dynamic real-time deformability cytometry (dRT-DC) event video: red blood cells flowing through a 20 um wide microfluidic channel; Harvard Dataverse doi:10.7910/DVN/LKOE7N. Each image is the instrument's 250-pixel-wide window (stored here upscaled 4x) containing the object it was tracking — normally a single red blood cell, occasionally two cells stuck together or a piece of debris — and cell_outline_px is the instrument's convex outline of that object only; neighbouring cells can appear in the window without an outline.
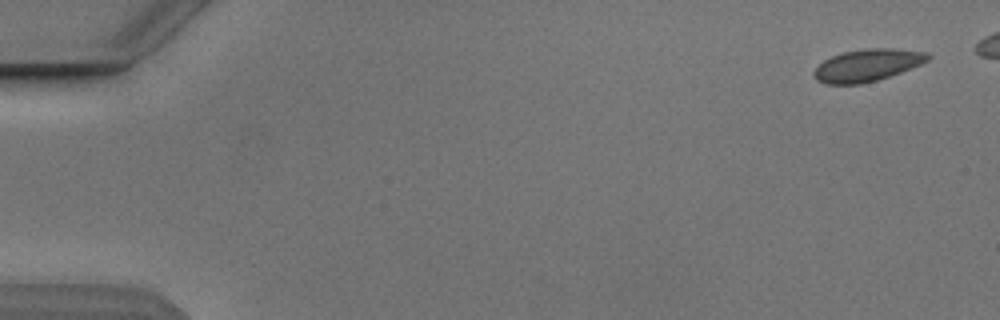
{"species": "Egyptian fruit bat (a non-hibernating species)", "species_latin": "Rousettus aegyptiacus", "temperature_condition": "cold", "stored_images_in_passage": 5, "camera_frame_rate_fps": 3000, "um_per_image_px": 0.085, "animal": {"sex": "male"}, "frame": {"image": 1, "passage_image": 1, "time_ms": 0.0, "image_size_px": [1000, 320], "cell_outline_px": [[932, 56], [928, 60], [920, 64], [900, 72], [876, 80], [860, 84], [828, 84], [816, 80], [812, 72], [824, 60], [832, 56], [844, 52], [864, 48], [892, 48], [928, 52]], "centroid_in_image_um": [73.72, 5.53], "position_along_channel_um": 11.3, "area_um2": 21.21}}